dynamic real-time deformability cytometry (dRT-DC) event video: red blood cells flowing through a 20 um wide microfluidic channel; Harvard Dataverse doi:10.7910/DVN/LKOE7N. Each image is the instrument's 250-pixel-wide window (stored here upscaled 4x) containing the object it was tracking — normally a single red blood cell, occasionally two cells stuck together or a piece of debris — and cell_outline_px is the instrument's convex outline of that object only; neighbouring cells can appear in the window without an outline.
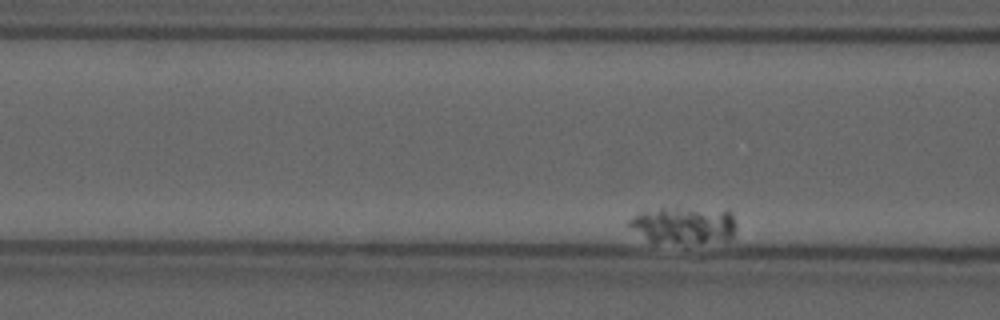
{"species": "common noctule bat (a hibernating species)", "species_latin": "Nyctalus noctula", "temperature_condition": "cold", "stored_images_in_passage": 40, "camera_frame_rate_fps": 3000, "um_per_image_px": 0.085, "animal": {"sex": "male", "forearm_length_mm": 52.5}, "frame": {"image": 1, "passage_image": 7, "time_ms": 2.0, "image_size_px": [1000, 320], "cell_outline_px": [[736, 228], [732, 240], [696, 244], [692, 244], [648, 240], [628, 224], [628, 220], [640, 212], [660, 208], [676, 208], [732, 212], [736, 224]], "centroid_in_image_um": [58.2, 19.17], "position_along_channel_um": 108.4, "area_um2": 22.83}}
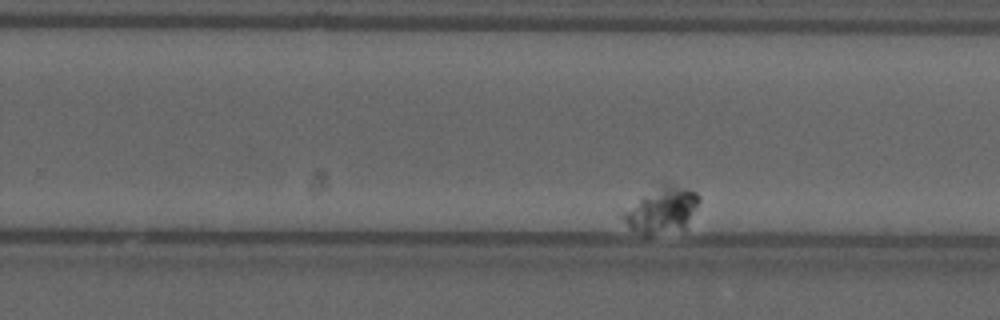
{"frame": {"image": 2, "passage_image": 28, "time_ms": 9.0, "image_size_px": [1000, 320], "cell_outline_px": [[700, 200], [696, 208], [684, 228], [648, 236], [644, 236], [628, 228], [620, 216], [624, 212], [660, 180], [688, 188], [696, 192], [700, 196]], "centroid_in_image_um": [56.24, 17.81], "position_along_channel_um": 273.6, "area_um2": 20.63}}
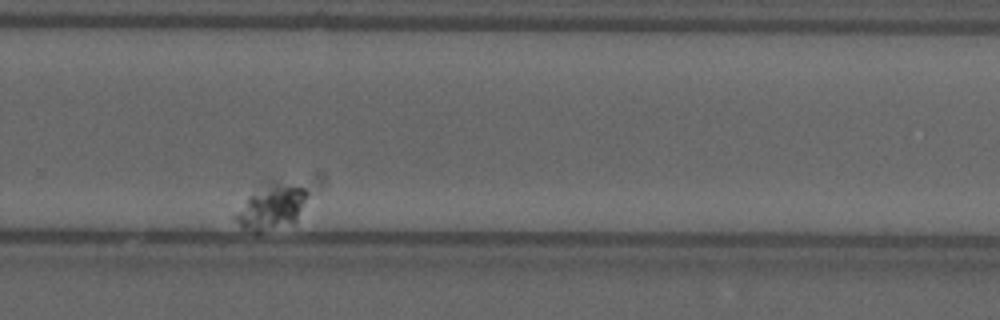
{"frame": {"image": 3, "passage_image": 32, "time_ms": 10.333, "image_size_px": [1000, 320], "cell_outline_px": [[308, 192], [296, 220], [292, 224], [256, 232], [244, 228], [228, 216], [260, 180], [276, 180], [292, 184], [304, 188]], "centroid_in_image_um": [22.92, 17.5], "position_along_channel_um": 306.9, "area_um2": 19.94}}